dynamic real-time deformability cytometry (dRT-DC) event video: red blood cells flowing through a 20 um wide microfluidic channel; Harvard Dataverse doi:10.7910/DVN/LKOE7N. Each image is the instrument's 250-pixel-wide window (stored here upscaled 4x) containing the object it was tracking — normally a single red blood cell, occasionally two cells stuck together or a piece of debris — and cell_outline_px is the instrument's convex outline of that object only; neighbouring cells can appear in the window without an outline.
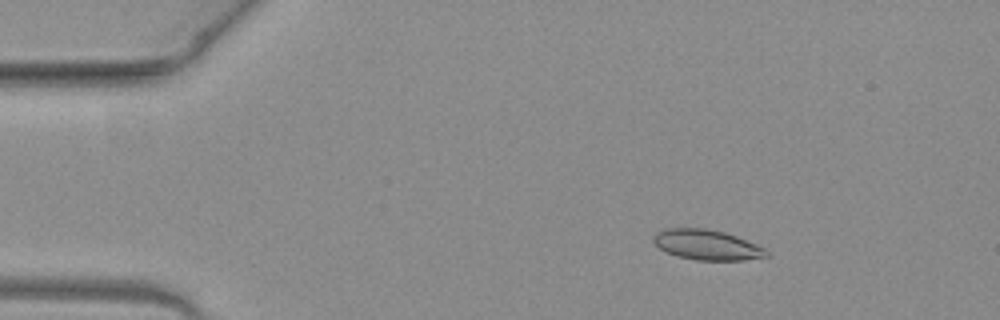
{"species": "common noctule bat (a hibernating species)", "species_latin": "Nyctalus noctula", "temperature_condition": "warm", "stored_images_in_passage": 50, "camera_frame_rate_fps": 3000, "um_per_image_px": 0.085, "animal": {"sex": "female", "body_mass_g": 19.3, "forearm_length_mm": 54.1}, "frame": {"image": 1, "passage_image": 7, "time_ms": 2.0, "image_size_px": [1000, 320], "cell_outline_px": [[768, 256], [744, 260], [696, 260], [676, 256], [660, 248], [652, 240], [652, 236], [656, 232], [664, 228], [704, 228], [724, 232], [736, 236], [764, 248], [768, 252]], "centroid_in_image_um": [60.05, 20.8], "position_along_channel_um": 25.0, "area_um2": 19.77}}
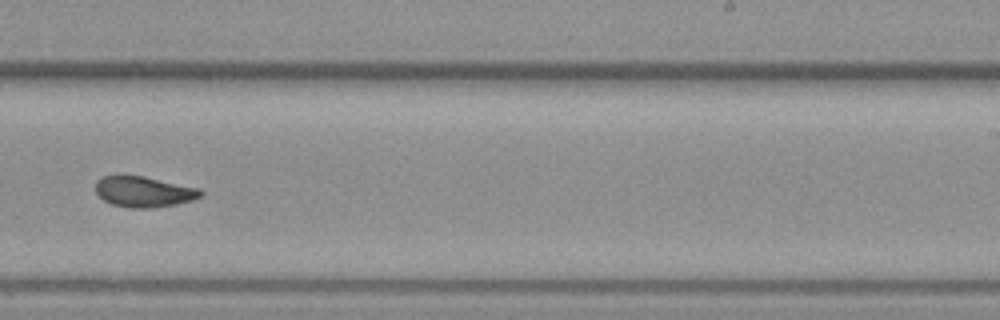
{"frame": {"image": 2, "passage_image": 31, "time_ms": 10.0, "image_size_px": [1000, 320], "cell_outline_px": [[204, 192], [200, 196], [192, 200], [176, 204], [148, 208], [128, 208], [112, 204], [104, 200], [96, 192], [96, 180], [100, 176], [116, 172], [120, 172], [144, 176], [200, 188]], "centroid_in_image_um": [12.15, 16.24], "position_along_channel_um": 276.8, "area_um2": 19.42}}
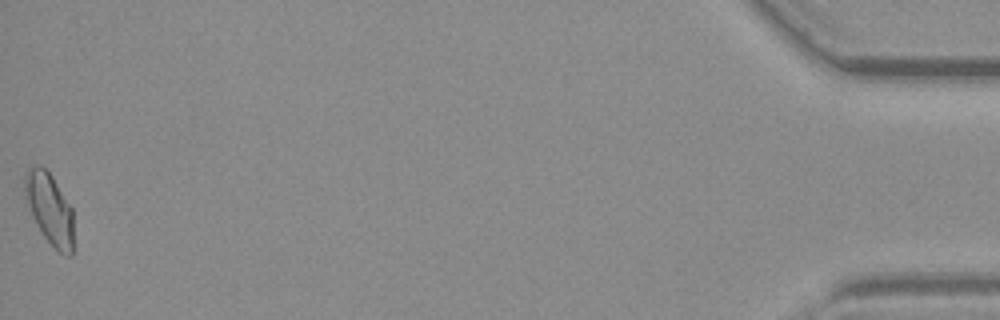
{"frame": {"image": 3, "passage_image": 50, "time_ms": 16.333, "image_size_px": [1000, 320], "cell_outline_px": [[72, 256], [64, 256], [44, 236], [32, 216], [28, 204], [24, 188], [24, 176], [28, 168], [36, 164], [40, 164], [52, 176], [72, 208]], "centroid_in_image_um": [4.2, 17.71], "position_along_channel_um": 431.0, "area_um2": 19.88}, "authors_computed_cell_mechanics": {"area_um2": 19.4497, "velocity_mm_per_s": 4.0581, "shape_relaxation_time_tau1_ms": null, "shape_relaxation_time_tau2_ms": 3.0238, "deformation_change_tau1": null, "deformation_change_tau2": 0.0751}}